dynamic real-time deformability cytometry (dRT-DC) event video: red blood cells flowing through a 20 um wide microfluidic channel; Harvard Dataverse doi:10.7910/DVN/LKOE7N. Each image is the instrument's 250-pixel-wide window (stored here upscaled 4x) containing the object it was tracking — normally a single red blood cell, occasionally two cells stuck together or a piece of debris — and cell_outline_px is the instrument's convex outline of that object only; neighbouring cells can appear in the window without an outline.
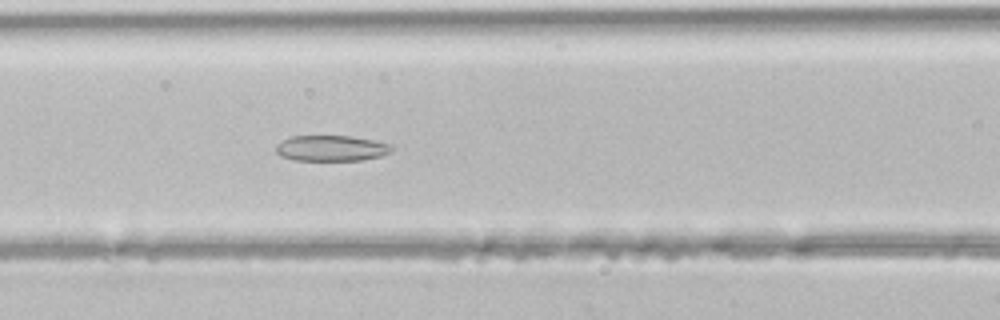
{"species": "common noctule bat (a hibernating species)", "species_latin": "Nyctalus noctula", "temperature_condition": "room temperature", "stored_images_in_passage": 40, "camera_frame_rate_fps": 3000, "um_per_image_px": 0.085, "animal": {"sex": "male", "body_mass_g": 21.5, "forearm_length_mm": 52.0}, "frame": {"image": 1, "passage_image": 13, "time_ms": 4.0, "image_size_px": [1000, 320], "cell_outline_px": [[392, 152], [380, 156], [360, 160], [292, 160], [280, 156], [276, 152], [276, 144], [292, 136], [352, 136], [392, 144]], "centroid_in_image_um": [28.16, 12.6], "position_along_channel_um": 138.4, "area_um2": 17.34}}
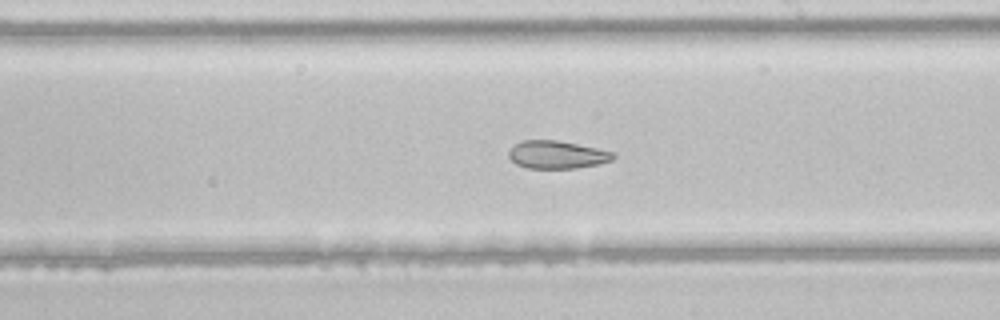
{"frame": {"image": 2, "passage_image": 20, "time_ms": 6.333, "image_size_px": [1000, 320], "cell_outline_px": [[616, 156], [612, 160], [596, 164], [576, 168], [528, 168], [516, 164], [508, 156], [508, 152], [520, 140], [556, 140], [616, 152]], "centroid_in_image_um": [47.34, 13.14], "position_along_channel_um": 241.7, "area_um2": 16.82}}
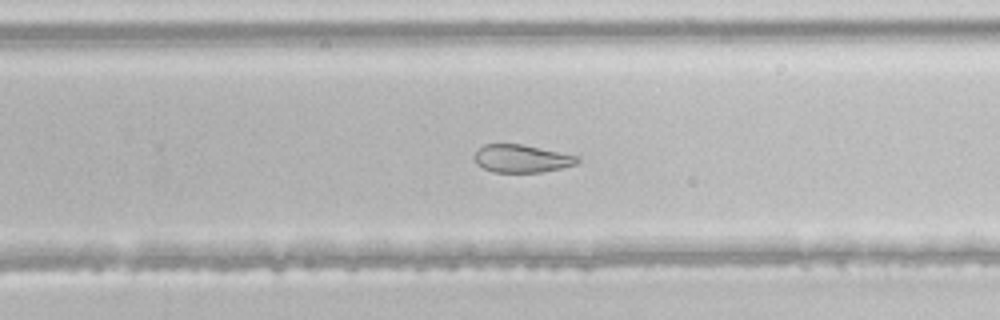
{"frame": {"image": 3, "passage_image": 23, "time_ms": 7.333, "image_size_px": [1000, 320], "cell_outline_px": [[580, 160], [576, 164], [560, 168], [540, 172], [492, 172], [476, 164], [472, 156], [484, 144], [520, 144], [580, 156]], "centroid_in_image_um": [44.32, 13.48], "position_along_channel_um": 285.5, "area_um2": 16.65}}